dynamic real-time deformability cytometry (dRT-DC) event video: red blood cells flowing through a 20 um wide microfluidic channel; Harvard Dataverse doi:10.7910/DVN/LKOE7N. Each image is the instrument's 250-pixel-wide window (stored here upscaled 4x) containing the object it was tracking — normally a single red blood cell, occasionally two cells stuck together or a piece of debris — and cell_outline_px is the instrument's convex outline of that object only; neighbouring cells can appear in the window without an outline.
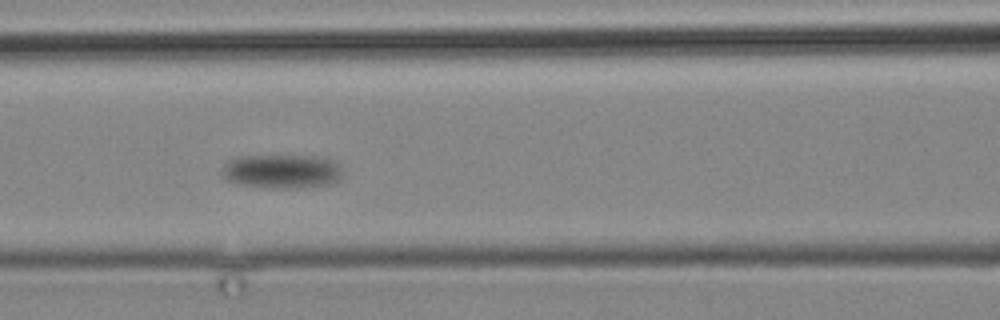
{"species": "common noctule bat (a hibernating species)", "species_latin": "Nyctalus noctula", "temperature_condition": "cold", "stored_images_in_passage": 7, "camera_frame_rate_fps": 3000, "um_per_image_px": 0.085, "animal": {"sex": "male", "body_mass_g": 19.2, "forearm_length_mm": 51.8}, "frame": {"image": 1, "passage_image": 5, "time_ms": 4.667, "image_size_px": [1000, 320], "cell_outline_px": [[340, 176], [332, 184], [296, 188], [276, 188], [236, 184], [228, 180], [224, 176], [224, 164], [228, 160], [240, 156], [324, 156], [336, 160], [340, 164]], "centroid_in_image_um": [24.0, 14.55], "position_along_channel_um": 142.6, "area_um2": 23.93}}
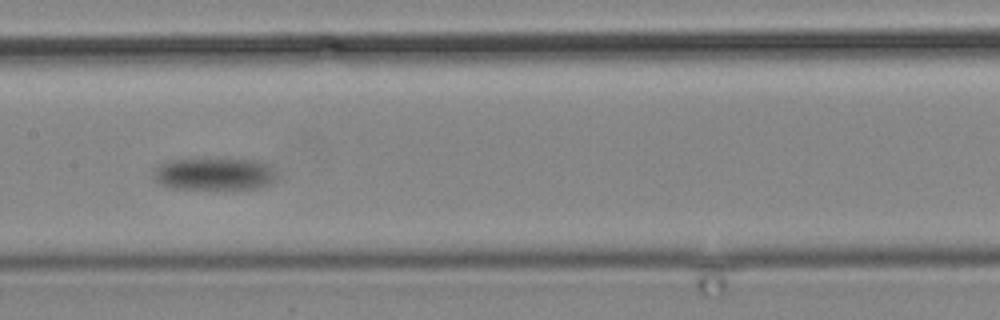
{"frame": {"image": 2, "passage_image": 6, "time_ms": 6.667, "image_size_px": [1000, 320], "cell_outline_px": [[280, 176], [272, 184], [260, 188], [172, 188], [160, 184], [152, 176], [152, 172], [160, 164], [168, 160], [220, 156], [264, 160]], "centroid_in_image_um": [18.3, 14.72], "position_along_channel_um": 189.1, "area_um2": 24.51}}
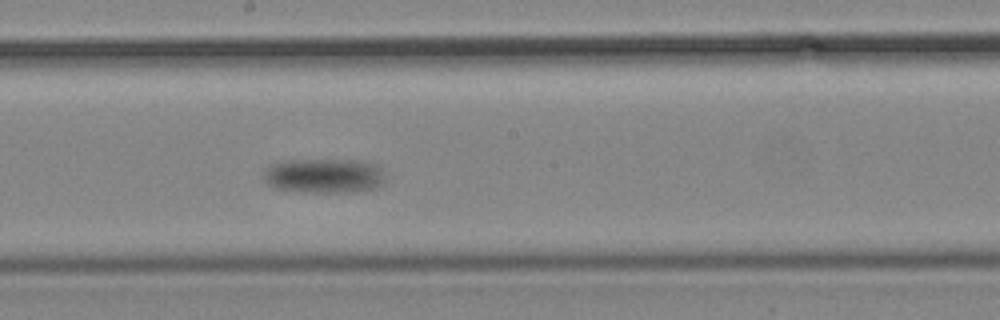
{"frame": {"image": 3, "passage_image": 7, "time_ms": 8.0, "image_size_px": [1000, 320], "cell_outline_px": [[384, 184], [376, 188], [356, 192], [300, 192], [276, 188], [268, 184], [264, 180], [264, 168], [268, 164], [284, 160], [360, 160], [376, 164], [380, 168], [384, 180]], "centroid_in_image_um": [27.52, 14.94], "position_along_channel_um": 220.7, "area_um2": 24.91}}